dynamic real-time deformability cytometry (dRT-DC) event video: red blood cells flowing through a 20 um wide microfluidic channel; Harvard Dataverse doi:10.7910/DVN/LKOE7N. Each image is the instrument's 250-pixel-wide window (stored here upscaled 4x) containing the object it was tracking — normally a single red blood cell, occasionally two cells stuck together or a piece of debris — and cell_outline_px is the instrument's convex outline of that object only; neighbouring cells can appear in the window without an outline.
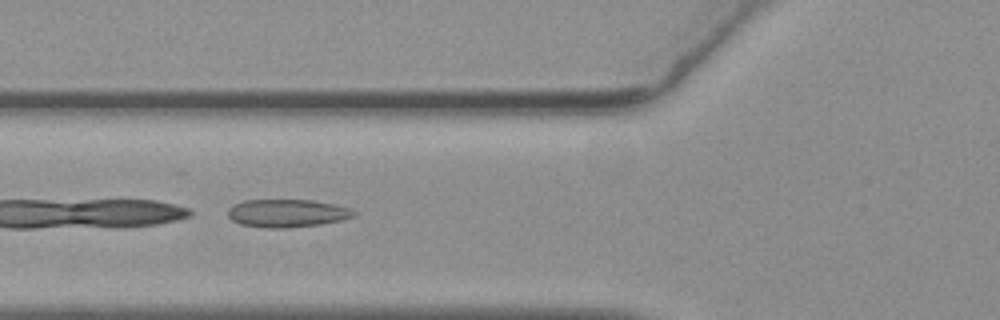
{"species": "common noctule bat (a hibernating species)", "species_latin": "Nyctalus noctula", "temperature_condition": "warm", "stored_images_in_passage": 40, "camera_frame_rate_fps": 3000, "um_per_image_px": 0.085, "animal": {"sex": "female", "body_mass_g": 19.3, "forearm_length_mm": 54.1}, "frame": {"image": 1, "passage_image": 7, "time_ms": 2.0, "image_size_px": [1000, 320], "cell_outline_px": [[356, 216], [340, 220], [320, 224], [288, 228], [264, 228], [240, 224], [232, 220], [228, 216], [228, 208], [244, 200], [312, 200], [332, 204], [348, 208], [356, 212]], "centroid_in_image_um": [24.38, 18.13], "position_along_channel_um": 101.4, "area_um2": 20.4}}
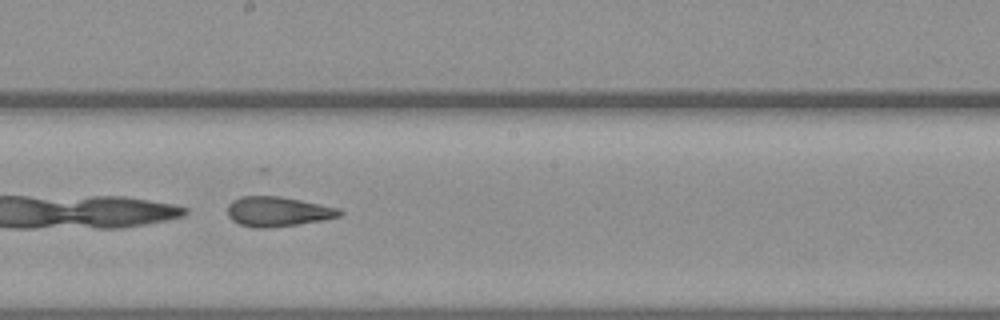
{"frame": {"image": 2, "passage_image": 17, "time_ms": 5.333, "image_size_px": [1000, 320], "cell_outline_px": [[344, 212], [340, 216], [320, 220], [296, 224], [268, 228], [256, 228], [240, 224], [232, 220], [228, 216], [228, 204], [232, 200], [240, 196], [280, 196], [340, 208]], "centroid_in_image_um": [23.59, 17.97], "position_along_channel_um": 224.6, "area_um2": 19.36}}
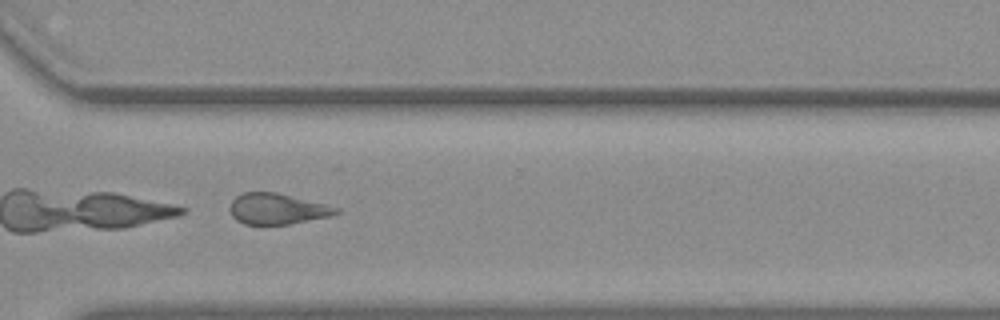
{"frame": {"image": 3, "passage_image": 27, "time_ms": 8.667, "image_size_px": [1000, 320], "cell_outline_px": [[340, 212], [332, 216], [288, 224], [244, 224], [236, 220], [232, 216], [228, 208], [232, 200], [236, 196], [244, 192], [276, 192], [340, 208]], "centroid_in_image_um": [23.54, 17.75], "position_along_channel_um": 347.1, "area_um2": 19.07}, "authors_computed_cell_mechanics": {"area_um2": 20.0566, "velocity_mm_per_s": 3.6878, "shape_relaxation_time_tau1_ms": null, "shape_relaxation_time_tau2_ms": 2.877, "deformation_change_tau1": null, "deformation_change_tau2": 0.1081}}